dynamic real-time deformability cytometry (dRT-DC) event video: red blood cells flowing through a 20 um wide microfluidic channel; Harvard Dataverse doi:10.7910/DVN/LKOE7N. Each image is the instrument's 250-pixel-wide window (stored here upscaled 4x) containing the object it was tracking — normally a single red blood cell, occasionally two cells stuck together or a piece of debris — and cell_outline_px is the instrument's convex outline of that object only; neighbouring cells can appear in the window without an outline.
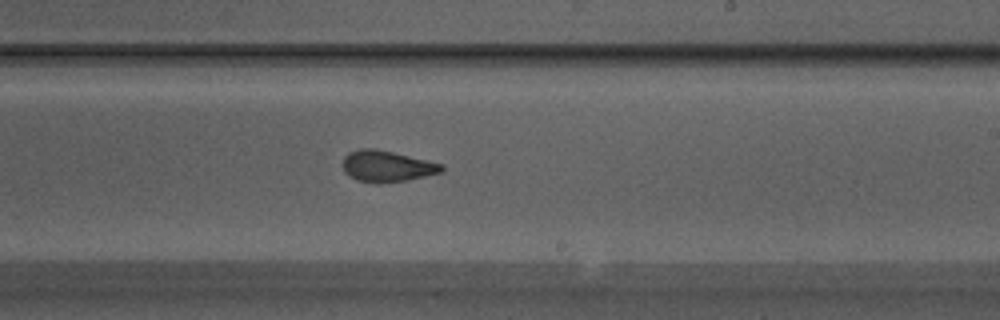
{"species": "Egyptian fruit bat (a non-hibernating species)", "species_latin": "Rousettus aegyptiacus", "temperature_condition": "warm", "stored_images_in_passage": 48, "camera_frame_rate_fps": 3000, "um_per_image_px": 0.085, "animal": {"sex": "male"}, "frame": {"image": 1, "passage_image": 28, "time_ms": 9.0, "image_size_px": [1000, 320], "cell_outline_px": [[444, 172], [408, 180], [380, 184], [376, 184], [356, 180], [348, 176], [344, 172], [344, 156], [348, 152], [360, 148], [376, 148], [444, 164]], "centroid_in_image_um": [32.89, 14.14], "position_along_channel_um": 256.1, "area_um2": 18.32}}
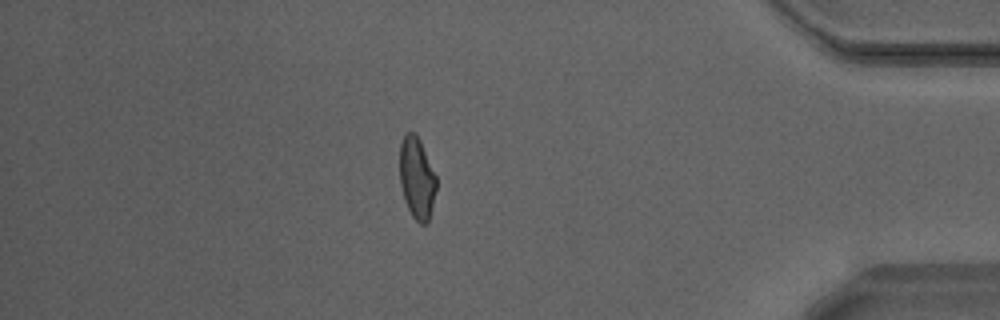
{"frame": {"image": 2, "passage_image": 41, "time_ms": 13.333, "image_size_px": [1000, 320], "cell_outline_px": [[436, 188], [428, 224], [420, 224], [412, 216], [404, 200], [400, 184], [400, 144], [404, 136], [408, 132], [412, 132], [420, 140], [436, 176]], "centroid_in_image_um": [35.43, 15.17], "position_along_channel_um": 399.8, "area_um2": 17.28}, "authors_computed_cell_mechanics": {"area_um2": 18.4671, "velocity_mm_per_s": 4.2374, "shape_relaxation_time_tau1_ms": null, "shape_relaxation_time_tau2_ms": 1.4936, "deformation_change_tau1": null, "deformation_change_tau2": 0.0948}}